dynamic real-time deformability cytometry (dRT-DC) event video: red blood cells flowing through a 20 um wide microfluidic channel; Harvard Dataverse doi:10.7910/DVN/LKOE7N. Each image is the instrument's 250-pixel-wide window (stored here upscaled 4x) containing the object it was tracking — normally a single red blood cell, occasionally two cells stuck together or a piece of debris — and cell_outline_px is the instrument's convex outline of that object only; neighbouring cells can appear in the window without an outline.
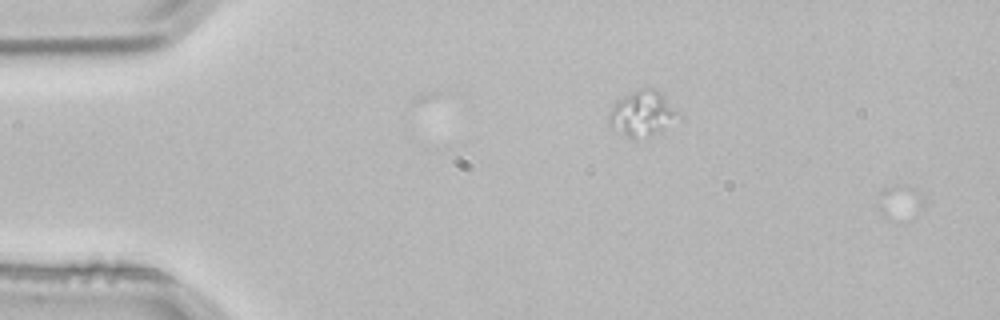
{"species": "common noctule bat (a hibernating species)", "species_latin": "Nyctalus noctula", "temperature_condition": "room temperature", "stored_images_in_passage": 4, "camera_frame_rate_fps": 3000, "um_per_image_px": 0.085, "animal": {"sex": "male", "body_mass_g": 21.5, "forearm_length_mm": 52.0}, "frame": {"image": 1, "passage_image": 4, "time_ms": 1.0, "image_size_px": [1000, 320], "cell_outline_px": [[672, 116], [664, 128], [648, 136], [628, 136], [612, 128], [608, 120], [608, 112], [620, 100], [632, 92], [640, 88], [656, 88], [664, 96], [672, 112]], "centroid_in_image_um": [54.45, 9.62], "position_along_channel_um": 30.5, "area_um2": 16.59}}